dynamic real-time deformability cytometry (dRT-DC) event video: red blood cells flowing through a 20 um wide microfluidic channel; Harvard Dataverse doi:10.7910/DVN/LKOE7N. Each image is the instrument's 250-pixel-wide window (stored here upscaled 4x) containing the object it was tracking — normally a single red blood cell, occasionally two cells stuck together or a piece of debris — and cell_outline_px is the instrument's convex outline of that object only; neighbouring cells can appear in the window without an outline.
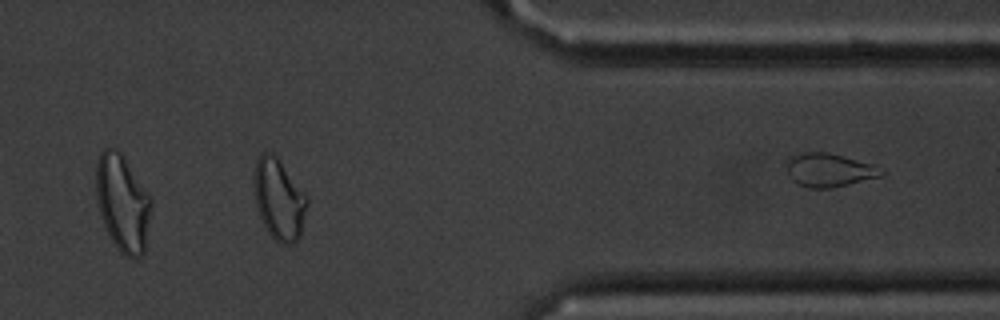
{"species": "common noctule bat (a hibernating species)", "species_latin": "Nyctalus noctula", "temperature_condition": "cold", "stored_images_in_passage": 30, "segment_of_instrument_passage": [2, 2], "camera_frame_rate_fps": 3000, "um_per_image_px": 0.085, "animal": {"sex": "male", "body_mass_g": 20.1, "forearm_length_mm": 53.5}, "frame": {"image": 1, "passage_image": 30, "time_ms": 9.667, "image_size_px": [1000, 320], "cell_outline_px": [[888, 172], [884, 176], [832, 188], [808, 188], [796, 184], [788, 176], [784, 164], [784, 160], [792, 156], [804, 152], [828, 152], [872, 164]], "centroid_in_image_um": [70.45, 14.46], "position_along_channel_um": 340.9, "area_um2": 18.96}}